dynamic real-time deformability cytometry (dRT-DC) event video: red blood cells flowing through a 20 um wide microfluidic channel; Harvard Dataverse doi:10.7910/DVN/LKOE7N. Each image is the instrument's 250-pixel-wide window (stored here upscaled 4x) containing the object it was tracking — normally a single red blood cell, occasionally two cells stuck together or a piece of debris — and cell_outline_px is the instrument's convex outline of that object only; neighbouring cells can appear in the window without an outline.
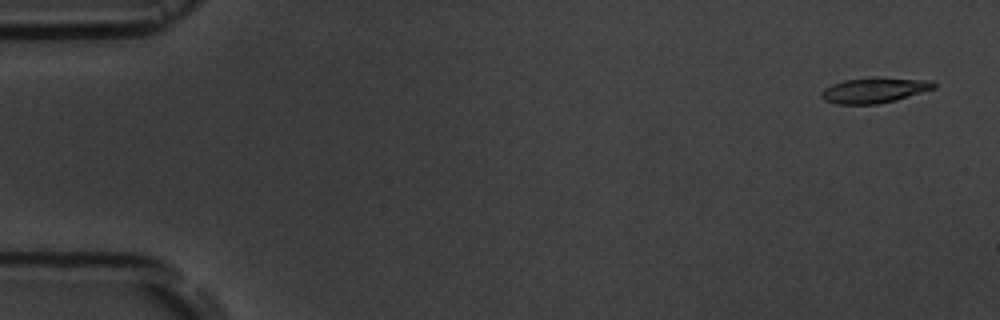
{"species": "common noctule bat (a hibernating species)", "species_latin": "Nyctalus noctula", "temperature_condition": "room temperature", "stored_images_in_passage": 6, "camera_frame_rate_fps": 3000, "um_per_image_px": 0.085, "animal": {"sex": "male", "body_mass_g": 19.5, "forearm_length_mm": 54.6}, "frame": {"image": 1, "passage_image": 1, "time_ms": 0.0, "image_size_px": [1000, 320], "cell_outline_px": [[936, 88], [896, 100], [876, 104], [836, 104], [824, 100], [820, 96], [820, 92], [824, 88], [832, 84], [844, 80], [876, 76], [932, 80], [936, 84]], "centroid_in_image_um": [74.33, 7.65], "position_along_channel_um": 10.7, "area_um2": 16.99}}